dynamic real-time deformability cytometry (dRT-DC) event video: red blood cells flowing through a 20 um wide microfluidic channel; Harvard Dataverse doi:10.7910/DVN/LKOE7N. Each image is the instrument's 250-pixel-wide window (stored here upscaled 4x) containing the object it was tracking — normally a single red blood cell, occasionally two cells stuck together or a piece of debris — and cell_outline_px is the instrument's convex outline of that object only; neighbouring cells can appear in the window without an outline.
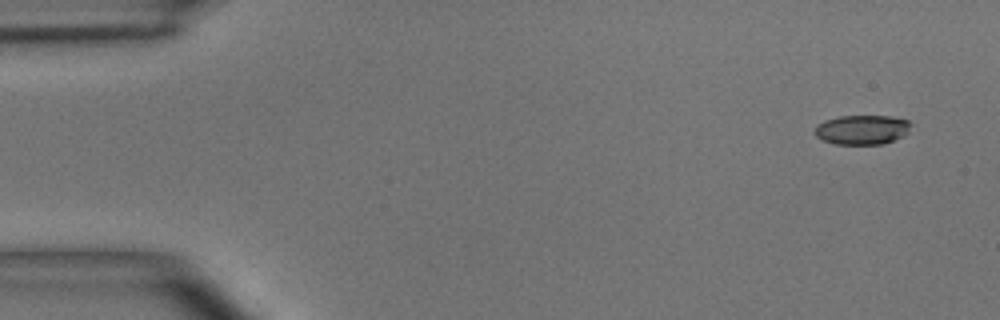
{"species": "common noctule bat (a hibernating species)", "species_latin": "Nyctalus noctula", "temperature_condition": "room temperature", "stored_images_in_passage": 4, "camera_frame_rate_fps": 3000, "um_per_image_px": 0.085, "animal": {"sex": "male", "body_mass_g": 15.6}, "frame": {"image": 1, "passage_image": 1, "time_ms": 0.0, "image_size_px": [1000, 320], "cell_outline_px": [[912, 124], [908, 132], [904, 136], [884, 144], [836, 144], [824, 140], [816, 136], [816, 124], [824, 120], [840, 116], [892, 116], [908, 120]], "centroid_in_image_um": [73.31, 11.02], "position_along_channel_um": 11.7, "area_um2": 16.59}}
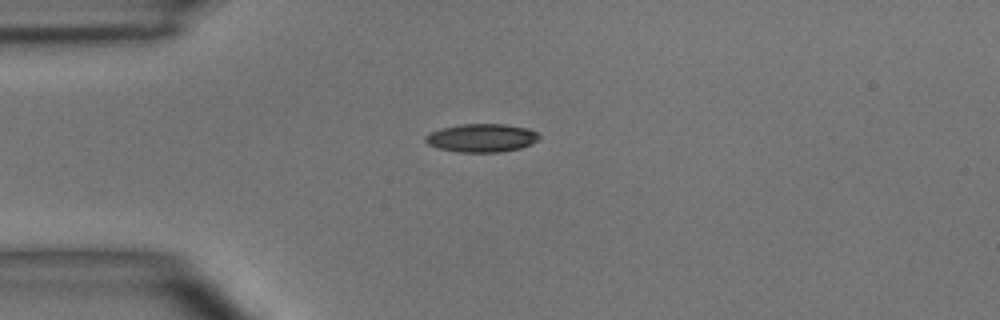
{"frame": {"image": 2, "passage_image": 4, "time_ms": 3.333, "image_size_px": [1000, 320], "cell_outline_px": [[540, 136], [536, 140], [520, 148], [500, 152], [460, 152], [436, 148], [428, 144], [424, 140], [424, 136], [440, 128], [460, 124], [504, 124], [528, 128], [536, 132]], "centroid_in_image_um": [40.89, 11.72], "position_along_channel_um": 44.1, "area_um2": 18.67}}